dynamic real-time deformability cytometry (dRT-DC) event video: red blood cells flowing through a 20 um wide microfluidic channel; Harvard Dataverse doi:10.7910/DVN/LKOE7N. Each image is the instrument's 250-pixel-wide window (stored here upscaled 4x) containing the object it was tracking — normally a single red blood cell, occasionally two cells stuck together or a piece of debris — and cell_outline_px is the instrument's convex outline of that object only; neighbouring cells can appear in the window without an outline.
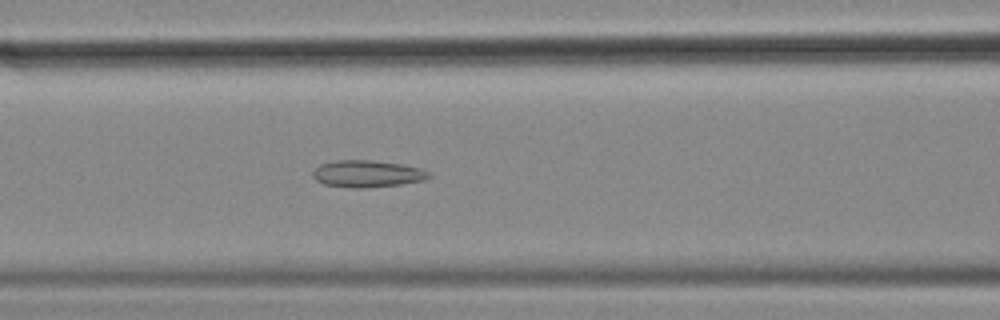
{"species": "common noctule bat (a hibernating species)", "species_latin": "Nyctalus noctula", "temperature_condition": "cold", "stored_images_in_passage": 57, "camera_frame_rate_fps": 3000, "um_per_image_px": 0.085, "animal": {"sex": "female", "body_mass_g": 18.4}, "frame": {"image": 1, "passage_image": 24, "time_ms": 7.667, "image_size_px": [1000, 320], "cell_outline_px": [[432, 176], [424, 180], [400, 184], [368, 188], [352, 188], [324, 184], [316, 180], [312, 176], [312, 172], [320, 164], [336, 160], [372, 160], [400, 164], [420, 168], [432, 172]], "centroid_in_image_um": [31.23, 14.77], "position_along_channel_um": 135.4, "area_um2": 18.32}}
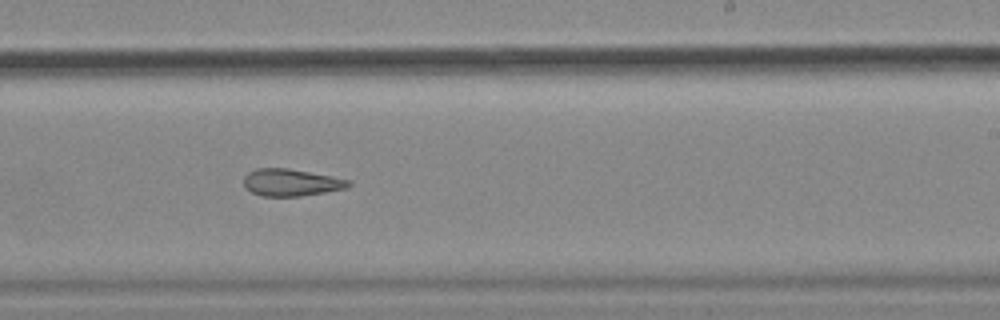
{"frame": {"image": 2, "passage_image": 35, "time_ms": 11.333, "image_size_px": [1000, 320], "cell_outline_px": [[352, 184], [348, 188], [300, 196], [264, 196], [252, 192], [244, 188], [244, 176], [248, 172], [256, 168], [288, 168], [332, 176], [352, 180]], "centroid_in_image_um": [24.76, 15.5], "position_along_channel_um": 264.2, "area_um2": 16.65}}
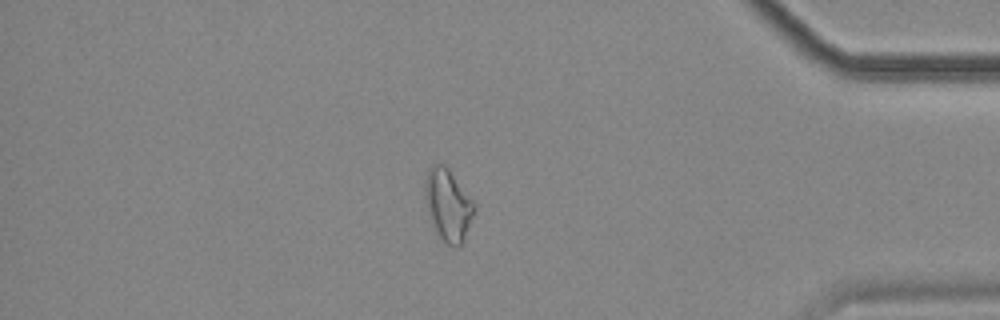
{"frame": {"image": 3, "passage_image": 49, "time_ms": 16.0, "image_size_px": [1000, 320], "cell_outline_px": [[476, 208], [460, 248], [456, 248], [444, 244], [432, 232], [428, 216], [424, 196], [424, 180], [428, 168], [432, 164], [440, 160], [448, 168], [476, 204]], "centroid_in_image_um": [38.03, 17.45], "position_along_channel_um": 397.2, "area_um2": 21.62}, "authors_computed_cell_mechanics": {"area_um2": 20.808, "velocity_mm_per_s": 3.5355, "shape_relaxation_time_tau1_ms": null, "shape_relaxation_time_tau2_ms": 4.6584, "deformation_change_tau1": null, "deformation_change_tau2": 0.1359}}